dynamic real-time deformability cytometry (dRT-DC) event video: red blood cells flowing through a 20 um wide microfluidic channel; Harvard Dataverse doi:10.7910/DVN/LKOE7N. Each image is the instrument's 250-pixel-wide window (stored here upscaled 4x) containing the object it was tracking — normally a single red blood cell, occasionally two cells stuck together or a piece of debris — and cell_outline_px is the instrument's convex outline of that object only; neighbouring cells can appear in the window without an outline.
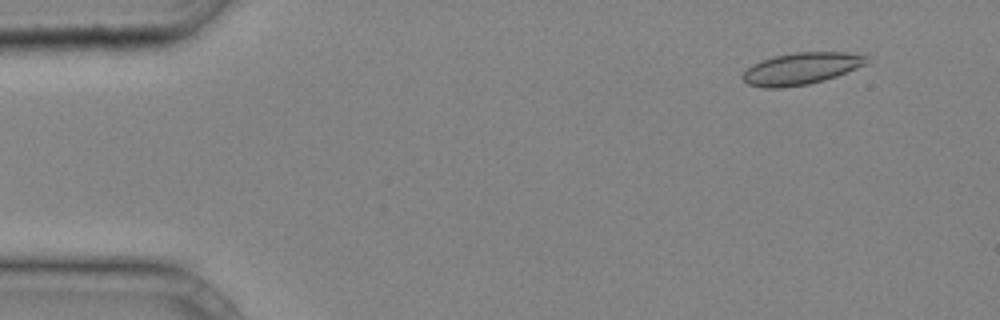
{"species": "common noctule bat (a hibernating species)", "species_latin": "Nyctalus noctula", "temperature_condition": "cold", "stored_images_in_passage": 35, "camera_frame_rate_fps": 3000, "um_per_image_px": 0.085, "animal": {"sex": "male", "body_mass_g": 20.4}, "frame": {"image": 1, "passage_image": 2, "time_ms": 0.333, "image_size_px": [1000, 320], "cell_outline_px": [[868, 64], [836, 76], [824, 80], [808, 84], [780, 88], [764, 88], [748, 84], [740, 76], [752, 64], [776, 56], [796, 52], [844, 52], [868, 56]], "centroid_in_image_um": [68.12, 5.83], "position_along_channel_um": 16.9, "area_um2": 22.89}}
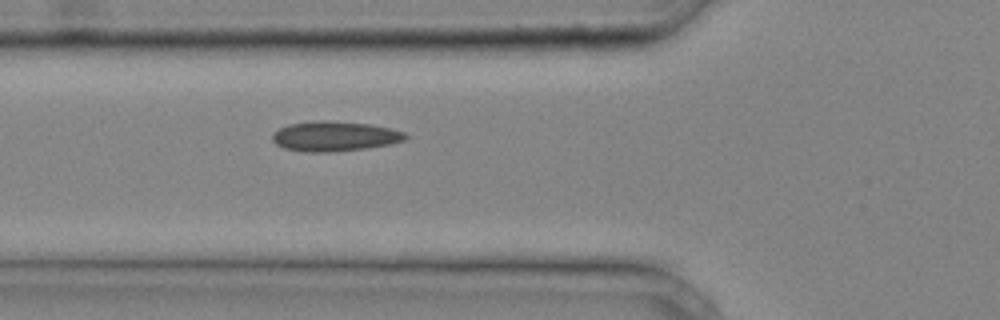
{"frame": {"image": 2, "passage_image": 13, "time_ms": 4.0, "image_size_px": [1000, 320], "cell_outline_px": [[408, 136], [404, 140], [388, 144], [368, 148], [332, 152], [304, 152], [284, 148], [276, 144], [272, 140], [272, 136], [280, 128], [288, 124], [312, 120], [328, 120], [368, 124], [388, 128], [404, 132]], "centroid_in_image_um": [28.41, 11.58], "position_along_channel_um": 97.4, "area_um2": 23.18}}
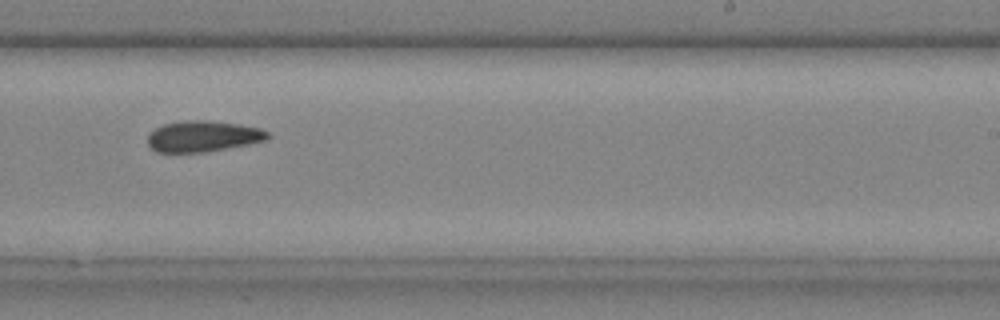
{"frame": {"image": 3, "passage_image": 24, "time_ms": 7.667, "image_size_px": [1000, 320], "cell_outline_px": [[272, 136], [268, 140], [228, 148], [204, 152], [156, 152], [148, 144], [148, 136], [156, 128], [164, 124], [184, 120], [212, 120], [240, 124], [264, 128]], "centroid_in_image_um": [17.33, 11.57], "position_along_channel_um": 271.7, "area_um2": 21.91}}